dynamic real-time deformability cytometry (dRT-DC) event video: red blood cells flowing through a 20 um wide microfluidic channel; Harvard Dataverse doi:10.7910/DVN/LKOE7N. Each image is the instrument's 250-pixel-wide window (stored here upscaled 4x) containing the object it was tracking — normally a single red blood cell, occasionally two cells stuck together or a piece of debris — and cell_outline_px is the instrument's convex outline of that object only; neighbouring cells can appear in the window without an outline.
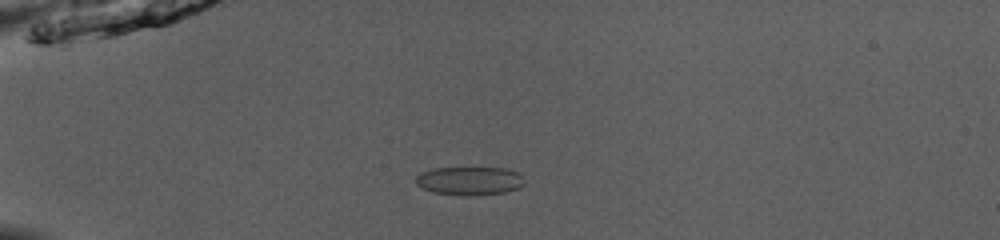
{"species": "common noctule bat (a hibernating species)", "species_latin": "Nyctalus noctula", "temperature_condition": "room temperature", "stored_images_in_passage": 53, "camera_frame_rate_fps": 3000, "um_per_image_px": 0.085, "animal": {"sex": "male", "body_mass_g": 13.0, "forearm_length_mm": 53.1}, "frame": {"image": 1, "passage_image": 16, "time_ms": 5.0, "image_size_px": [1000, 240], "cell_outline_px": [[524, 184], [520, 188], [504, 192], [468, 196], [464, 196], [432, 192], [416, 184], [416, 176], [420, 172], [432, 168], [504, 168], [520, 172]], "centroid_in_image_um": [39.91, 15.37], "position_along_channel_um": 45.1, "area_um2": 18.09}}
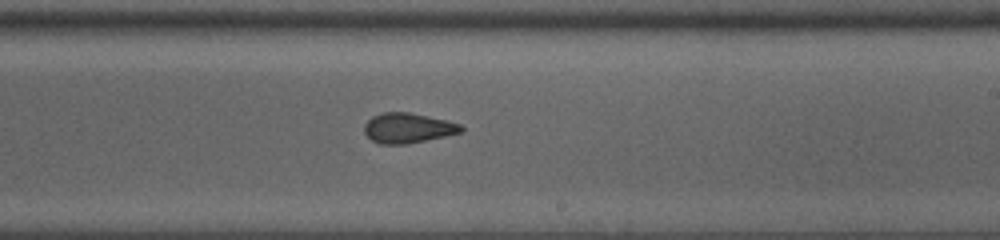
{"frame": {"image": 2, "passage_image": 34, "time_ms": 11.0, "image_size_px": [1000, 240], "cell_outline_px": [[464, 128], [460, 132], [444, 136], [404, 144], [380, 144], [372, 140], [364, 132], [364, 124], [372, 116], [384, 112], [408, 112], [444, 120], [460, 124]], "centroid_in_image_um": [34.62, 10.88], "position_along_channel_um": 254.4, "area_um2": 16.59}}
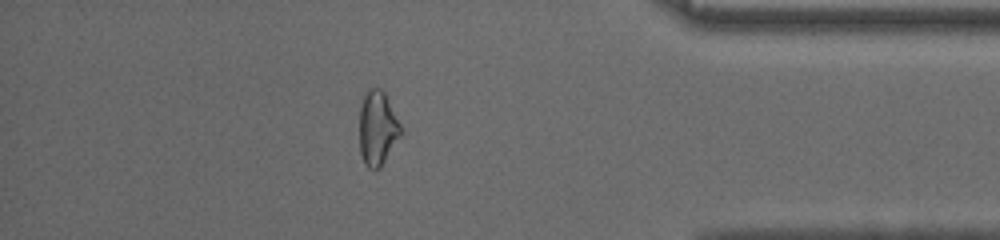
{"frame": {"image": 3, "passage_image": 47, "time_ms": 15.333, "image_size_px": [1000, 240], "cell_outline_px": [[400, 136], [380, 168], [368, 168], [364, 164], [360, 152], [360, 108], [364, 96], [368, 88], [380, 88], [384, 92], [400, 124]], "centroid_in_image_um": [32.07, 10.9], "position_along_channel_um": 403.1, "area_um2": 17.57}, "authors_computed_cell_mechanics": {"area_um2": 18.0336, "velocity_mm_per_s": 3.9653, "shape_relaxation_time_tau1_ms": 3.7, "shape_relaxation_time_tau2_ms": 1.5581, "deformation_change_tau1": 0.1167, "deformation_change_tau2": 0.0781}}